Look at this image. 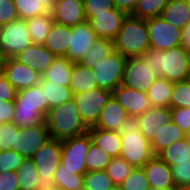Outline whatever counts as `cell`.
Listing matches in <instances>:
<instances>
[{
  "mask_svg": "<svg viewBox=\"0 0 190 190\" xmlns=\"http://www.w3.org/2000/svg\"><path fill=\"white\" fill-rule=\"evenodd\" d=\"M48 138L50 137L45 121L34 126L18 127L14 151L24 158H31Z\"/></svg>",
  "mask_w": 190,
  "mask_h": 190,
  "instance_id": "obj_12",
  "label": "cell"
},
{
  "mask_svg": "<svg viewBox=\"0 0 190 190\" xmlns=\"http://www.w3.org/2000/svg\"><path fill=\"white\" fill-rule=\"evenodd\" d=\"M142 168L150 187L160 189L176 188L171 167L157 155H153Z\"/></svg>",
  "mask_w": 190,
  "mask_h": 190,
  "instance_id": "obj_18",
  "label": "cell"
},
{
  "mask_svg": "<svg viewBox=\"0 0 190 190\" xmlns=\"http://www.w3.org/2000/svg\"><path fill=\"white\" fill-rule=\"evenodd\" d=\"M109 190H123L121 185L114 184Z\"/></svg>",
  "mask_w": 190,
  "mask_h": 190,
  "instance_id": "obj_57",
  "label": "cell"
},
{
  "mask_svg": "<svg viewBox=\"0 0 190 190\" xmlns=\"http://www.w3.org/2000/svg\"><path fill=\"white\" fill-rule=\"evenodd\" d=\"M2 74L17 91L39 84L41 79L38 72L15 58H5Z\"/></svg>",
  "mask_w": 190,
  "mask_h": 190,
  "instance_id": "obj_15",
  "label": "cell"
},
{
  "mask_svg": "<svg viewBox=\"0 0 190 190\" xmlns=\"http://www.w3.org/2000/svg\"><path fill=\"white\" fill-rule=\"evenodd\" d=\"M170 167L175 187L190 189V162H177Z\"/></svg>",
  "mask_w": 190,
  "mask_h": 190,
  "instance_id": "obj_43",
  "label": "cell"
},
{
  "mask_svg": "<svg viewBox=\"0 0 190 190\" xmlns=\"http://www.w3.org/2000/svg\"><path fill=\"white\" fill-rule=\"evenodd\" d=\"M53 184L64 190H83L84 174H74V171H69L60 164L53 174Z\"/></svg>",
  "mask_w": 190,
  "mask_h": 190,
  "instance_id": "obj_35",
  "label": "cell"
},
{
  "mask_svg": "<svg viewBox=\"0 0 190 190\" xmlns=\"http://www.w3.org/2000/svg\"><path fill=\"white\" fill-rule=\"evenodd\" d=\"M98 36L88 21L71 27L70 46L66 54L73 63H79L90 47L96 42Z\"/></svg>",
  "mask_w": 190,
  "mask_h": 190,
  "instance_id": "obj_14",
  "label": "cell"
},
{
  "mask_svg": "<svg viewBox=\"0 0 190 190\" xmlns=\"http://www.w3.org/2000/svg\"><path fill=\"white\" fill-rule=\"evenodd\" d=\"M45 123L49 137L64 140L85 134L88 128L82 122L73 98L49 110Z\"/></svg>",
  "mask_w": 190,
  "mask_h": 190,
  "instance_id": "obj_3",
  "label": "cell"
},
{
  "mask_svg": "<svg viewBox=\"0 0 190 190\" xmlns=\"http://www.w3.org/2000/svg\"><path fill=\"white\" fill-rule=\"evenodd\" d=\"M86 21L94 17V14L107 13L115 8L113 0H83Z\"/></svg>",
  "mask_w": 190,
  "mask_h": 190,
  "instance_id": "obj_44",
  "label": "cell"
},
{
  "mask_svg": "<svg viewBox=\"0 0 190 190\" xmlns=\"http://www.w3.org/2000/svg\"><path fill=\"white\" fill-rule=\"evenodd\" d=\"M150 48L168 50L181 45L182 30L166 22L161 16L146 19Z\"/></svg>",
  "mask_w": 190,
  "mask_h": 190,
  "instance_id": "obj_11",
  "label": "cell"
},
{
  "mask_svg": "<svg viewBox=\"0 0 190 190\" xmlns=\"http://www.w3.org/2000/svg\"><path fill=\"white\" fill-rule=\"evenodd\" d=\"M111 96V91L99 87L87 92L73 94V100L79 111L82 122L87 128L96 125L102 108Z\"/></svg>",
  "mask_w": 190,
  "mask_h": 190,
  "instance_id": "obj_9",
  "label": "cell"
},
{
  "mask_svg": "<svg viewBox=\"0 0 190 190\" xmlns=\"http://www.w3.org/2000/svg\"><path fill=\"white\" fill-rule=\"evenodd\" d=\"M166 22L183 30L190 22V7L188 2L169 0L160 15Z\"/></svg>",
  "mask_w": 190,
  "mask_h": 190,
  "instance_id": "obj_25",
  "label": "cell"
},
{
  "mask_svg": "<svg viewBox=\"0 0 190 190\" xmlns=\"http://www.w3.org/2000/svg\"><path fill=\"white\" fill-rule=\"evenodd\" d=\"M150 69L141 57L127 58L121 85L146 92L157 78Z\"/></svg>",
  "mask_w": 190,
  "mask_h": 190,
  "instance_id": "obj_13",
  "label": "cell"
},
{
  "mask_svg": "<svg viewBox=\"0 0 190 190\" xmlns=\"http://www.w3.org/2000/svg\"><path fill=\"white\" fill-rule=\"evenodd\" d=\"M117 132L121 135L119 157L133 167H142L154 155L150 141L140 132L137 116H128Z\"/></svg>",
  "mask_w": 190,
  "mask_h": 190,
  "instance_id": "obj_4",
  "label": "cell"
},
{
  "mask_svg": "<svg viewBox=\"0 0 190 190\" xmlns=\"http://www.w3.org/2000/svg\"><path fill=\"white\" fill-rule=\"evenodd\" d=\"M97 87L92 70L80 63H73V71L69 83L72 94L87 92Z\"/></svg>",
  "mask_w": 190,
  "mask_h": 190,
  "instance_id": "obj_28",
  "label": "cell"
},
{
  "mask_svg": "<svg viewBox=\"0 0 190 190\" xmlns=\"http://www.w3.org/2000/svg\"><path fill=\"white\" fill-rule=\"evenodd\" d=\"M14 4L19 19L23 20L49 12L40 0H14Z\"/></svg>",
  "mask_w": 190,
  "mask_h": 190,
  "instance_id": "obj_40",
  "label": "cell"
},
{
  "mask_svg": "<svg viewBox=\"0 0 190 190\" xmlns=\"http://www.w3.org/2000/svg\"><path fill=\"white\" fill-rule=\"evenodd\" d=\"M115 50L113 40L107 38H98L90 47L79 63L85 67L92 69L95 64L105 59L111 52Z\"/></svg>",
  "mask_w": 190,
  "mask_h": 190,
  "instance_id": "obj_33",
  "label": "cell"
},
{
  "mask_svg": "<svg viewBox=\"0 0 190 190\" xmlns=\"http://www.w3.org/2000/svg\"><path fill=\"white\" fill-rule=\"evenodd\" d=\"M62 140L48 138L40 147L31 160L34 162L36 170L40 176L39 190H47L53 184V174L61 163Z\"/></svg>",
  "mask_w": 190,
  "mask_h": 190,
  "instance_id": "obj_6",
  "label": "cell"
},
{
  "mask_svg": "<svg viewBox=\"0 0 190 190\" xmlns=\"http://www.w3.org/2000/svg\"><path fill=\"white\" fill-rule=\"evenodd\" d=\"M5 57L2 54V51L0 50V73L2 72V69L4 67Z\"/></svg>",
  "mask_w": 190,
  "mask_h": 190,
  "instance_id": "obj_55",
  "label": "cell"
},
{
  "mask_svg": "<svg viewBox=\"0 0 190 190\" xmlns=\"http://www.w3.org/2000/svg\"><path fill=\"white\" fill-rule=\"evenodd\" d=\"M19 190H39V174L34 162L26 158L17 169Z\"/></svg>",
  "mask_w": 190,
  "mask_h": 190,
  "instance_id": "obj_34",
  "label": "cell"
},
{
  "mask_svg": "<svg viewBox=\"0 0 190 190\" xmlns=\"http://www.w3.org/2000/svg\"><path fill=\"white\" fill-rule=\"evenodd\" d=\"M17 129L14 123L0 124V150H15Z\"/></svg>",
  "mask_w": 190,
  "mask_h": 190,
  "instance_id": "obj_46",
  "label": "cell"
},
{
  "mask_svg": "<svg viewBox=\"0 0 190 190\" xmlns=\"http://www.w3.org/2000/svg\"><path fill=\"white\" fill-rule=\"evenodd\" d=\"M174 190H190V189H183V188H175Z\"/></svg>",
  "mask_w": 190,
  "mask_h": 190,
  "instance_id": "obj_59",
  "label": "cell"
},
{
  "mask_svg": "<svg viewBox=\"0 0 190 190\" xmlns=\"http://www.w3.org/2000/svg\"><path fill=\"white\" fill-rule=\"evenodd\" d=\"M73 62L66 57L56 56L42 77L47 81L69 87Z\"/></svg>",
  "mask_w": 190,
  "mask_h": 190,
  "instance_id": "obj_26",
  "label": "cell"
},
{
  "mask_svg": "<svg viewBox=\"0 0 190 190\" xmlns=\"http://www.w3.org/2000/svg\"><path fill=\"white\" fill-rule=\"evenodd\" d=\"M42 5L51 12L53 10L54 4L57 0H40Z\"/></svg>",
  "mask_w": 190,
  "mask_h": 190,
  "instance_id": "obj_54",
  "label": "cell"
},
{
  "mask_svg": "<svg viewBox=\"0 0 190 190\" xmlns=\"http://www.w3.org/2000/svg\"><path fill=\"white\" fill-rule=\"evenodd\" d=\"M169 0H137L132 16L139 19H149L161 15Z\"/></svg>",
  "mask_w": 190,
  "mask_h": 190,
  "instance_id": "obj_36",
  "label": "cell"
},
{
  "mask_svg": "<svg viewBox=\"0 0 190 190\" xmlns=\"http://www.w3.org/2000/svg\"><path fill=\"white\" fill-rule=\"evenodd\" d=\"M47 190H64V189L61 188L60 186L54 184L50 188H48Z\"/></svg>",
  "mask_w": 190,
  "mask_h": 190,
  "instance_id": "obj_56",
  "label": "cell"
},
{
  "mask_svg": "<svg viewBox=\"0 0 190 190\" xmlns=\"http://www.w3.org/2000/svg\"><path fill=\"white\" fill-rule=\"evenodd\" d=\"M126 59L114 50L105 59L95 64L91 70L97 86L112 92L121 85Z\"/></svg>",
  "mask_w": 190,
  "mask_h": 190,
  "instance_id": "obj_7",
  "label": "cell"
},
{
  "mask_svg": "<svg viewBox=\"0 0 190 190\" xmlns=\"http://www.w3.org/2000/svg\"><path fill=\"white\" fill-rule=\"evenodd\" d=\"M91 138L88 132L80 136L62 140L61 163L65 169L74 174H85V156L90 146Z\"/></svg>",
  "mask_w": 190,
  "mask_h": 190,
  "instance_id": "obj_10",
  "label": "cell"
},
{
  "mask_svg": "<svg viewBox=\"0 0 190 190\" xmlns=\"http://www.w3.org/2000/svg\"><path fill=\"white\" fill-rule=\"evenodd\" d=\"M181 45L190 52V22L182 30Z\"/></svg>",
  "mask_w": 190,
  "mask_h": 190,
  "instance_id": "obj_53",
  "label": "cell"
},
{
  "mask_svg": "<svg viewBox=\"0 0 190 190\" xmlns=\"http://www.w3.org/2000/svg\"><path fill=\"white\" fill-rule=\"evenodd\" d=\"M126 17V13L114 8L107 13L94 14L88 22L98 38L114 40Z\"/></svg>",
  "mask_w": 190,
  "mask_h": 190,
  "instance_id": "obj_17",
  "label": "cell"
},
{
  "mask_svg": "<svg viewBox=\"0 0 190 190\" xmlns=\"http://www.w3.org/2000/svg\"><path fill=\"white\" fill-rule=\"evenodd\" d=\"M190 107V82L188 80L173 83L170 109Z\"/></svg>",
  "mask_w": 190,
  "mask_h": 190,
  "instance_id": "obj_41",
  "label": "cell"
},
{
  "mask_svg": "<svg viewBox=\"0 0 190 190\" xmlns=\"http://www.w3.org/2000/svg\"><path fill=\"white\" fill-rule=\"evenodd\" d=\"M157 156L169 166L176 165L177 162H190V136L170 144Z\"/></svg>",
  "mask_w": 190,
  "mask_h": 190,
  "instance_id": "obj_30",
  "label": "cell"
},
{
  "mask_svg": "<svg viewBox=\"0 0 190 190\" xmlns=\"http://www.w3.org/2000/svg\"><path fill=\"white\" fill-rule=\"evenodd\" d=\"M113 42L115 50L126 58L140 57L150 48L146 20L127 15Z\"/></svg>",
  "mask_w": 190,
  "mask_h": 190,
  "instance_id": "obj_5",
  "label": "cell"
},
{
  "mask_svg": "<svg viewBox=\"0 0 190 190\" xmlns=\"http://www.w3.org/2000/svg\"><path fill=\"white\" fill-rule=\"evenodd\" d=\"M112 96L125 109L129 116H139L150 109L146 92L119 85L112 91Z\"/></svg>",
  "mask_w": 190,
  "mask_h": 190,
  "instance_id": "obj_16",
  "label": "cell"
},
{
  "mask_svg": "<svg viewBox=\"0 0 190 190\" xmlns=\"http://www.w3.org/2000/svg\"><path fill=\"white\" fill-rule=\"evenodd\" d=\"M25 20L17 19L0 28V50L5 58H14L32 45Z\"/></svg>",
  "mask_w": 190,
  "mask_h": 190,
  "instance_id": "obj_8",
  "label": "cell"
},
{
  "mask_svg": "<svg viewBox=\"0 0 190 190\" xmlns=\"http://www.w3.org/2000/svg\"><path fill=\"white\" fill-rule=\"evenodd\" d=\"M0 190H19L17 171L0 172Z\"/></svg>",
  "mask_w": 190,
  "mask_h": 190,
  "instance_id": "obj_49",
  "label": "cell"
},
{
  "mask_svg": "<svg viewBox=\"0 0 190 190\" xmlns=\"http://www.w3.org/2000/svg\"><path fill=\"white\" fill-rule=\"evenodd\" d=\"M170 110L172 121L190 136V107L172 108Z\"/></svg>",
  "mask_w": 190,
  "mask_h": 190,
  "instance_id": "obj_47",
  "label": "cell"
},
{
  "mask_svg": "<svg viewBox=\"0 0 190 190\" xmlns=\"http://www.w3.org/2000/svg\"><path fill=\"white\" fill-rule=\"evenodd\" d=\"M17 90L11 83L0 73V100L15 101Z\"/></svg>",
  "mask_w": 190,
  "mask_h": 190,
  "instance_id": "obj_50",
  "label": "cell"
},
{
  "mask_svg": "<svg viewBox=\"0 0 190 190\" xmlns=\"http://www.w3.org/2000/svg\"><path fill=\"white\" fill-rule=\"evenodd\" d=\"M33 44L43 45L54 22L51 12L25 19Z\"/></svg>",
  "mask_w": 190,
  "mask_h": 190,
  "instance_id": "obj_31",
  "label": "cell"
},
{
  "mask_svg": "<svg viewBox=\"0 0 190 190\" xmlns=\"http://www.w3.org/2000/svg\"><path fill=\"white\" fill-rule=\"evenodd\" d=\"M187 134L181 130L172 120L164 124L163 128L155 135L150 142L151 149L154 155H158L163 149L170 144L185 138Z\"/></svg>",
  "mask_w": 190,
  "mask_h": 190,
  "instance_id": "obj_27",
  "label": "cell"
},
{
  "mask_svg": "<svg viewBox=\"0 0 190 190\" xmlns=\"http://www.w3.org/2000/svg\"><path fill=\"white\" fill-rule=\"evenodd\" d=\"M15 103L14 101L0 100V124L11 123L14 116Z\"/></svg>",
  "mask_w": 190,
  "mask_h": 190,
  "instance_id": "obj_51",
  "label": "cell"
},
{
  "mask_svg": "<svg viewBox=\"0 0 190 190\" xmlns=\"http://www.w3.org/2000/svg\"><path fill=\"white\" fill-rule=\"evenodd\" d=\"M140 57L156 77H163L170 82L187 80L190 74V52L182 45L165 51L149 48Z\"/></svg>",
  "mask_w": 190,
  "mask_h": 190,
  "instance_id": "obj_1",
  "label": "cell"
},
{
  "mask_svg": "<svg viewBox=\"0 0 190 190\" xmlns=\"http://www.w3.org/2000/svg\"><path fill=\"white\" fill-rule=\"evenodd\" d=\"M129 115L125 109L111 96L101 110L99 119L94 128L106 131H118Z\"/></svg>",
  "mask_w": 190,
  "mask_h": 190,
  "instance_id": "obj_22",
  "label": "cell"
},
{
  "mask_svg": "<svg viewBox=\"0 0 190 190\" xmlns=\"http://www.w3.org/2000/svg\"><path fill=\"white\" fill-rule=\"evenodd\" d=\"M114 6L119 11L132 15L136 7L137 0H113Z\"/></svg>",
  "mask_w": 190,
  "mask_h": 190,
  "instance_id": "obj_52",
  "label": "cell"
},
{
  "mask_svg": "<svg viewBox=\"0 0 190 190\" xmlns=\"http://www.w3.org/2000/svg\"><path fill=\"white\" fill-rule=\"evenodd\" d=\"M14 58L19 62L30 66L35 72H38L42 76L56 56L50 50L45 48L44 45L32 44Z\"/></svg>",
  "mask_w": 190,
  "mask_h": 190,
  "instance_id": "obj_21",
  "label": "cell"
},
{
  "mask_svg": "<svg viewBox=\"0 0 190 190\" xmlns=\"http://www.w3.org/2000/svg\"><path fill=\"white\" fill-rule=\"evenodd\" d=\"M120 185L123 190H148L150 188L142 167H134Z\"/></svg>",
  "mask_w": 190,
  "mask_h": 190,
  "instance_id": "obj_42",
  "label": "cell"
},
{
  "mask_svg": "<svg viewBox=\"0 0 190 190\" xmlns=\"http://www.w3.org/2000/svg\"><path fill=\"white\" fill-rule=\"evenodd\" d=\"M15 111L11 123L18 127L34 126L45 121L49 112L47 99L39 84L16 92Z\"/></svg>",
  "mask_w": 190,
  "mask_h": 190,
  "instance_id": "obj_2",
  "label": "cell"
},
{
  "mask_svg": "<svg viewBox=\"0 0 190 190\" xmlns=\"http://www.w3.org/2000/svg\"><path fill=\"white\" fill-rule=\"evenodd\" d=\"M176 1L188 2L189 0H176Z\"/></svg>",
  "mask_w": 190,
  "mask_h": 190,
  "instance_id": "obj_60",
  "label": "cell"
},
{
  "mask_svg": "<svg viewBox=\"0 0 190 190\" xmlns=\"http://www.w3.org/2000/svg\"><path fill=\"white\" fill-rule=\"evenodd\" d=\"M51 13L55 22L69 27L86 21L83 0H57Z\"/></svg>",
  "mask_w": 190,
  "mask_h": 190,
  "instance_id": "obj_19",
  "label": "cell"
},
{
  "mask_svg": "<svg viewBox=\"0 0 190 190\" xmlns=\"http://www.w3.org/2000/svg\"><path fill=\"white\" fill-rule=\"evenodd\" d=\"M19 19L14 0H0V26Z\"/></svg>",
  "mask_w": 190,
  "mask_h": 190,
  "instance_id": "obj_48",
  "label": "cell"
},
{
  "mask_svg": "<svg viewBox=\"0 0 190 190\" xmlns=\"http://www.w3.org/2000/svg\"><path fill=\"white\" fill-rule=\"evenodd\" d=\"M111 156L101 147L90 142L88 152L85 156V165L87 172L105 170L110 163Z\"/></svg>",
  "mask_w": 190,
  "mask_h": 190,
  "instance_id": "obj_37",
  "label": "cell"
},
{
  "mask_svg": "<svg viewBox=\"0 0 190 190\" xmlns=\"http://www.w3.org/2000/svg\"><path fill=\"white\" fill-rule=\"evenodd\" d=\"M173 88V82L157 77L146 91L152 107L170 108V98Z\"/></svg>",
  "mask_w": 190,
  "mask_h": 190,
  "instance_id": "obj_29",
  "label": "cell"
},
{
  "mask_svg": "<svg viewBox=\"0 0 190 190\" xmlns=\"http://www.w3.org/2000/svg\"><path fill=\"white\" fill-rule=\"evenodd\" d=\"M39 85L47 99L49 110L73 98L72 91L69 87L47 81L42 76Z\"/></svg>",
  "mask_w": 190,
  "mask_h": 190,
  "instance_id": "obj_32",
  "label": "cell"
},
{
  "mask_svg": "<svg viewBox=\"0 0 190 190\" xmlns=\"http://www.w3.org/2000/svg\"><path fill=\"white\" fill-rule=\"evenodd\" d=\"M91 142L101 147L112 158L119 157L121 150V135L116 131H106L99 128H88Z\"/></svg>",
  "mask_w": 190,
  "mask_h": 190,
  "instance_id": "obj_24",
  "label": "cell"
},
{
  "mask_svg": "<svg viewBox=\"0 0 190 190\" xmlns=\"http://www.w3.org/2000/svg\"><path fill=\"white\" fill-rule=\"evenodd\" d=\"M114 182L105 170L86 172L83 190H109Z\"/></svg>",
  "mask_w": 190,
  "mask_h": 190,
  "instance_id": "obj_38",
  "label": "cell"
},
{
  "mask_svg": "<svg viewBox=\"0 0 190 190\" xmlns=\"http://www.w3.org/2000/svg\"><path fill=\"white\" fill-rule=\"evenodd\" d=\"M137 119L139 121L140 132L151 142L155 135L163 128L164 124L172 120L171 110L164 107H151L139 115Z\"/></svg>",
  "mask_w": 190,
  "mask_h": 190,
  "instance_id": "obj_20",
  "label": "cell"
},
{
  "mask_svg": "<svg viewBox=\"0 0 190 190\" xmlns=\"http://www.w3.org/2000/svg\"><path fill=\"white\" fill-rule=\"evenodd\" d=\"M25 159L14 150H2L0 153V172L17 171Z\"/></svg>",
  "mask_w": 190,
  "mask_h": 190,
  "instance_id": "obj_45",
  "label": "cell"
},
{
  "mask_svg": "<svg viewBox=\"0 0 190 190\" xmlns=\"http://www.w3.org/2000/svg\"><path fill=\"white\" fill-rule=\"evenodd\" d=\"M133 166L121 157L111 158L105 172L110 176L114 184L120 185L122 181L131 173Z\"/></svg>",
  "mask_w": 190,
  "mask_h": 190,
  "instance_id": "obj_39",
  "label": "cell"
},
{
  "mask_svg": "<svg viewBox=\"0 0 190 190\" xmlns=\"http://www.w3.org/2000/svg\"><path fill=\"white\" fill-rule=\"evenodd\" d=\"M175 188H165V189H160V188H152L150 187L148 190H174Z\"/></svg>",
  "mask_w": 190,
  "mask_h": 190,
  "instance_id": "obj_58",
  "label": "cell"
},
{
  "mask_svg": "<svg viewBox=\"0 0 190 190\" xmlns=\"http://www.w3.org/2000/svg\"><path fill=\"white\" fill-rule=\"evenodd\" d=\"M71 27L53 22L49 34L44 42V47L55 56L66 57L70 46Z\"/></svg>",
  "mask_w": 190,
  "mask_h": 190,
  "instance_id": "obj_23",
  "label": "cell"
}]
</instances>
